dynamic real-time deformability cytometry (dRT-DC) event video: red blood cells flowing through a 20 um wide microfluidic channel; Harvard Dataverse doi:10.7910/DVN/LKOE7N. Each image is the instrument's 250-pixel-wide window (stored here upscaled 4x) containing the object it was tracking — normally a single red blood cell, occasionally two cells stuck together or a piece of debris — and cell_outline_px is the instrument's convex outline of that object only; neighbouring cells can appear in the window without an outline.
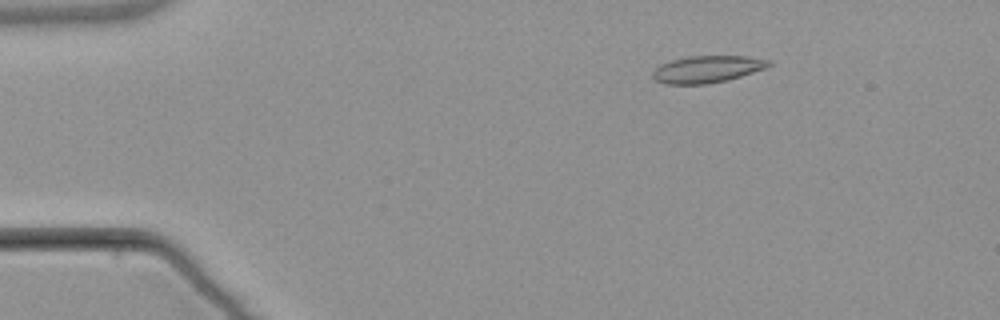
{"species": "common noctule bat (a hibernating species)", "species_latin": "Nyctalus noctula", "temperature_condition": "warm", "stored_images_in_passage": 4, "camera_frame_rate_fps": 3000, "um_per_image_px": 0.085, "animal": {"sex": "male", "body_mass_g": 21.5, "forearm_length_mm": 52.0}, "frame": {"image": 1, "passage_image": 1, "time_ms": 0.0, "image_size_px": [1000, 320], "cell_outline_px": [[772, 64], [768, 68], [728, 80], [704, 84], [664, 84], [656, 80], [652, 76], [652, 72], [660, 64], [672, 60], [688, 56], [748, 56], [772, 60]], "centroid_in_image_um": [60.16, 5.88], "position_along_channel_um": 24.8, "area_um2": 18.44}}
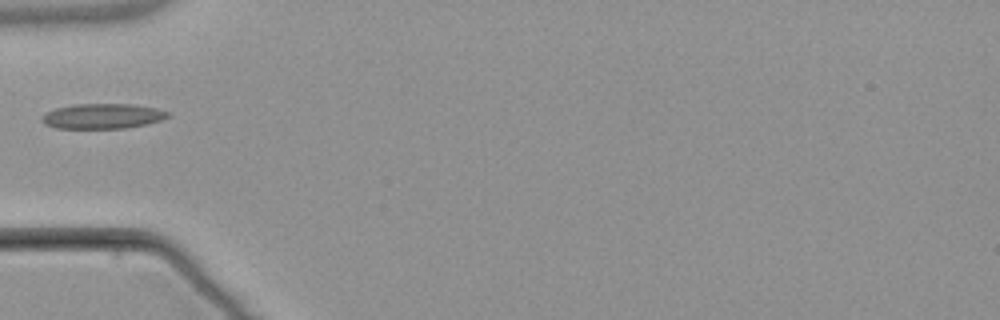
{"frame": {"image": 2, "passage_image": 4, "time_ms": 3.333, "image_size_px": [1000, 320], "cell_outline_px": [[172, 116], [148, 124], [124, 128], [56, 128], [44, 124], [40, 120], [40, 116], [44, 112], [56, 108], [72, 104], [132, 104], [156, 108], [172, 112]], "centroid_in_image_um": [8.71, 9.87], "position_along_channel_um": 76.3, "area_um2": 18.73}}